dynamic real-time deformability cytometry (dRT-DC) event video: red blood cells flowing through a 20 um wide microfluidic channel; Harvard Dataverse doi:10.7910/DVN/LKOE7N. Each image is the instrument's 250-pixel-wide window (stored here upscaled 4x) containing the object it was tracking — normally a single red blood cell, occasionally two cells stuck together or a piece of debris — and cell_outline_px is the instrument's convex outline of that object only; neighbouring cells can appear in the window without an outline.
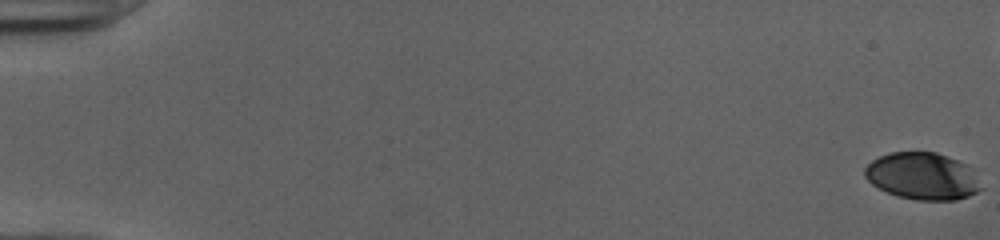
{"species": "human", "species_latin": "Homo sapiens", "temperature_condition": "cold", "stored_images_in_passage": 49, "camera_frame_rate_fps": 3000, "um_per_image_px": 0.085, "donor": {"sex": "female"}, "frame": {"image": 1, "passage_image": 1, "time_ms": 0.0, "image_size_px": [1000, 240], "cell_outline_px": [[984, 188], [968, 196], [956, 200], [916, 200], [900, 196], [888, 192], [872, 184], [864, 176], [864, 168], [872, 160], [880, 156], [892, 152], [936, 152], [948, 156], [968, 164], [976, 168]], "centroid_in_image_um": [78.5, 14.96], "position_along_channel_um": 6.5, "area_um2": 32.37}}
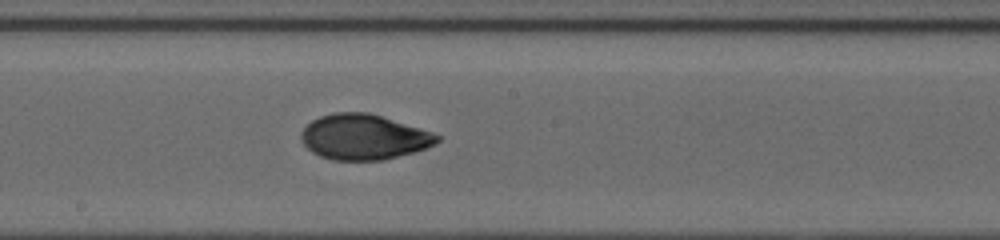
{"frame": {"image": 2, "passage_image": 31, "time_ms": 10.0, "image_size_px": [1000, 240], "cell_outline_px": [[440, 140], [436, 144], [416, 152], [384, 160], [332, 160], [320, 156], [312, 152], [304, 144], [300, 136], [300, 132], [312, 120], [320, 116], [332, 112], [368, 112], [420, 128], [432, 132], [440, 136]], "centroid_in_image_um": [30.93, 11.65], "position_along_channel_um": 217.3, "area_um2": 36.01}}
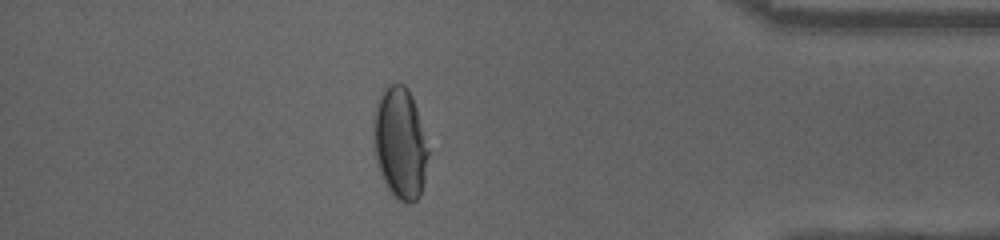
{"frame": {"image": 3, "passage_image": 47, "time_ms": 15.333, "image_size_px": [1000, 240], "cell_outline_px": [[428, 156], [424, 180], [420, 196], [416, 200], [408, 204], [400, 200], [388, 188], [380, 176], [376, 164], [372, 132], [372, 120], [376, 100], [384, 88], [392, 84], [404, 84], [408, 88], [412, 96], [416, 108], [428, 148]], "centroid_in_image_um": [33.96, 12.15], "position_along_channel_um": 401.2, "area_um2": 35.84}}